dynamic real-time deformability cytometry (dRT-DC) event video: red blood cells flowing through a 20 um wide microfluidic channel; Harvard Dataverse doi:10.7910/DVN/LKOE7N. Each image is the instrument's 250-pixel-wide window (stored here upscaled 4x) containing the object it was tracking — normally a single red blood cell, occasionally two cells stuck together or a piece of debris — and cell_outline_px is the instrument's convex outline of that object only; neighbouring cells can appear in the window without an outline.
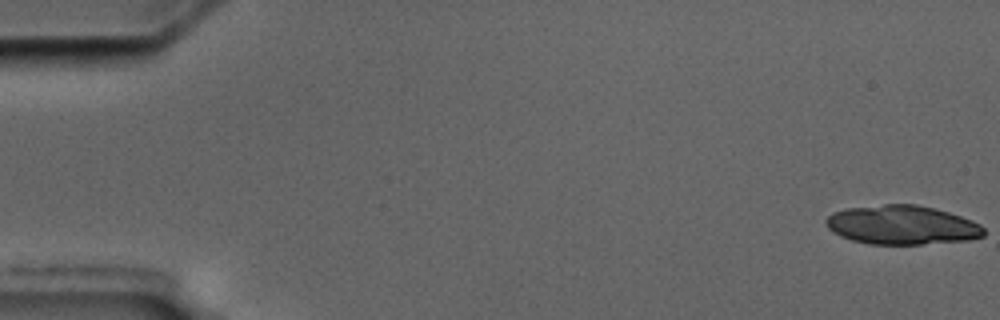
{"species": "common noctule bat (a hibernating species)", "species_latin": "Nyctalus noctula", "temperature_condition": "cold", "stored_images_in_passage": 11, "camera_frame_rate_fps": 3000, "um_per_image_px": 0.085, "animal": {"sex": "male", "body_mass_g": 17.5, "forearm_length_mm": 52.3}, "frame": {"image": 1, "passage_image": 1, "time_ms": 0.0, "image_size_px": [1000, 320], "cell_outline_px": [[984, 236], [968, 240], [920, 244], [868, 244], [852, 240], [840, 236], [832, 232], [828, 228], [824, 220], [832, 212], [848, 208], [884, 204], [916, 204], [948, 212], [972, 220], [980, 224], [984, 228]], "centroid_in_image_um": [76.65, 19.12], "position_along_channel_um": 8.4, "area_um2": 35.95}}